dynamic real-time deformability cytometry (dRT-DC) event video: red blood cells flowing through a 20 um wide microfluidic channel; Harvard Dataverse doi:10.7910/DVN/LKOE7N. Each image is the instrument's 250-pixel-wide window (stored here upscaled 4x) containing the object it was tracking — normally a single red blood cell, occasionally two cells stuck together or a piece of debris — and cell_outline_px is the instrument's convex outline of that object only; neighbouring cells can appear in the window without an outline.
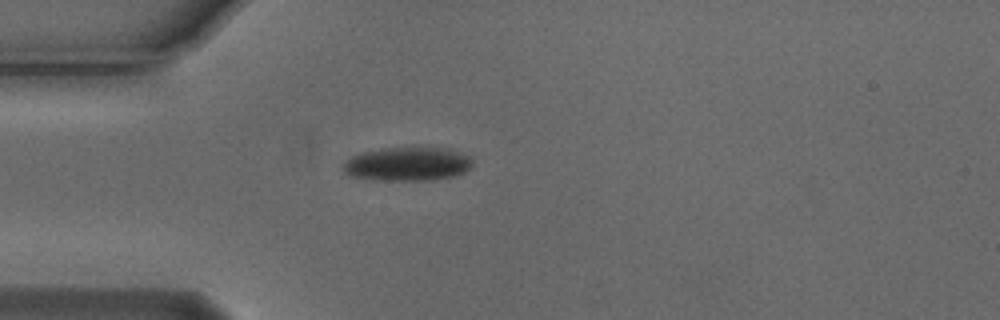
{"species": "Egyptian fruit bat (a non-hibernating species)", "species_latin": "Rousettus aegyptiacus", "temperature_condition": "cold", "stored_images_in_passage": 2, "camera_frame_rate_fps": 3000, "um_per_image_px": 0.085, "animal": {"sex": "male"}, "frame": {"image": 1, "passage_image": 1, "time_ms": 0.0, "image_size_px": [1000, 320], "cell_outline_px": [[472, 168], [464, 172], [452, 176], [432, 180], [388, 180], [352, 176], [344, 172], [344, 164], [352, 156], [360, 152], [384, 148], [448, 148], [468, 156], [472, 160]], "centroid_in_image_um": [34.67, 13.93], "position_along_channel_um": 50.3, "area_um2": 25.09}}